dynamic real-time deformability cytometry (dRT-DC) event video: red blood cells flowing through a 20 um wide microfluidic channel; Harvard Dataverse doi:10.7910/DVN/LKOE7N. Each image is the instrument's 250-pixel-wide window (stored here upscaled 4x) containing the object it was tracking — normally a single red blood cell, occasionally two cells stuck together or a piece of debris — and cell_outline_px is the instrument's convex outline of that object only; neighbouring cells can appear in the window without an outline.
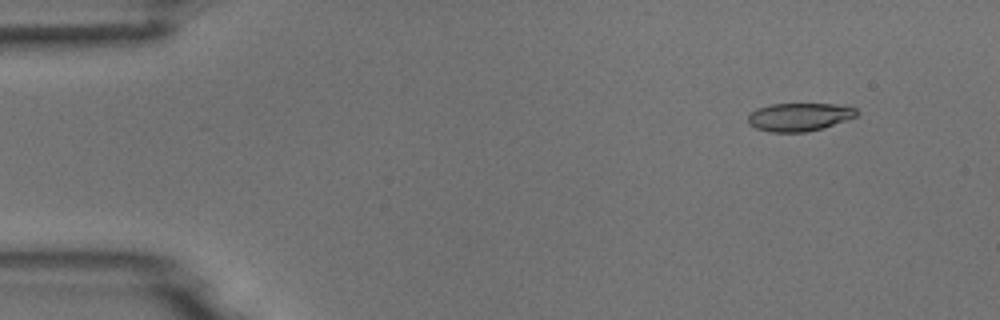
{"species": "common noctule bat (a hibernating species)", "species_latin": "Nyctalus noctula", "temperature_condition": "room temperature", "stored_images_in_passage": 4, "camera_frame_rate_fps": 3000, "um_per_image_px": 0.085, "animal": {"sex": "male", "body_mass_g": 18.8}, "frame": {"image": 1, "passage_image": 2, "time_ms": 1.0, "image_size_px": [1000, 320], "cell_outline_px": [[860, 112], [856, 116], [824, 128], [804, 132], [772, 132], [756, 128], [748, 124], [748, 116], [756, 108], [772, 104], [836, 104], [856, 108]], "centroid_in_image_um": [67.94, 9.94], "position_along_channel_um": 17.1, "area_um2": 17.8}}
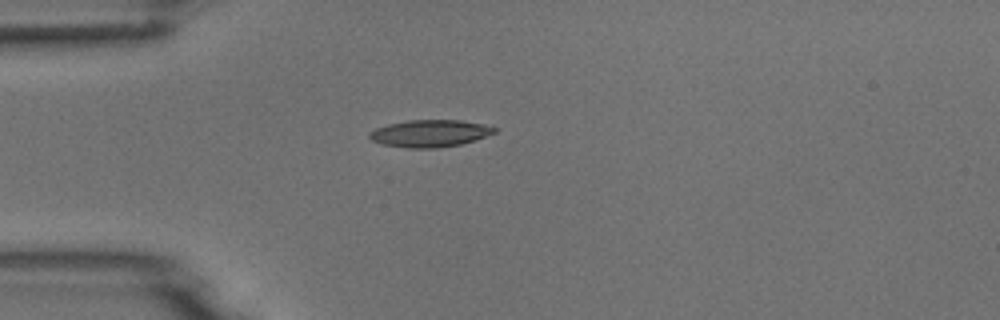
{"frame": {"image": 2, "passage_image": 4, "time_ms": 4.0, "image_size_px": [1000, 320], "cell_outline_px": [[496, 132], [460, 144], [436, 148], [408, 148], [384, 144], [372, 140], [368, 136], [368, 132], [376, 128], [388, 124], [408, 120], [460, 120], [484, 124], [496, 128]], "centroid_in_image_um": [36.5, 11.33], "position_along_channel_um": 48.5, "area_um2": 19.54}}